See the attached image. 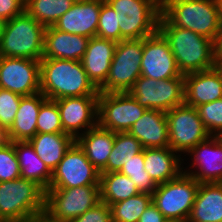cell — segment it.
<instances>
[{
  "instance_id": "obj_32",
  "label": "cell",
  "mask_w": 222,
  "mask_h": 222,
  "mask_svg": "<svg viewBox=\"0 0 222 222\" xmlns=\"http://www.w3.org/2000/svg\"><path fill=\"white\" fill-rule=\"evenodd\" d=\"M152 202V195L138 193L126 200L110 205L112 222H138L141 214Z\"/></svg>"
},
{
  "instance_id": "obj_5",
  "label": "cell",
  "mask_w": 222,
  "mask_h": 222,
  "mask_svg": "<svg viewBox=\"0 0 222 222\" xmlns=\"http://www.w3.org/2000/svg\"><path fill=\"white\" fill-rule=\"evenodd\" d=\"M45 190L24 178L0 182V219L20 222L44 214Z\"/></svg>"
},
{
  "instance_id": "obj_16",
  "label": "cell",
  "mask_w": 222,
  "mask_h": 222,
  "mask_svg": "<svg viewBox=\"0 0 222 222\" xmlns=\"http://www.w3.org/2000/svg\"><path fill=\"white\" fill-rule=\"evenodd\" d=\"M98 97H65L54 100L60 111L64 133L76 140L98 125Z\"/></svg>"
},
{
  "instance_id": "obj_34",
  "label": "cell",
  "mask_w": 222,
  "mask_h": 222,
  "mask_svg": "<svg viewBox=\"0 0 222 222\" xmlns=\"http://www.w3.org/2000/svg\"><path fill=\"white\" fill-rule=\"evenodd\" d=\"M96 37L112 40L116 43L121 41V30L116 13L105 0L101 3Z\"/></svg>"
},
{
  "instance_id": "obj_7",
  "label": "cell",
  "mask_w": 222,
  "mask_h": 222,
  "mask_svg": "<svg viewBox=\"0 0 222 222\" xmlns=\"http://www.w3.org/2000/svg\"><path fill=\"white\" fill-rule=\"evenodd\" d=\"M100 202V186L49 188L45 191L44 214L53 222H69Z\"/></svg>"
},
{
  "instance_id": "obj_3",
  "label": "cell",
  "mask_w": 222,
  "mask_h": 222,
  "mask_svg": "<svg viewBox=\"0 0 222 222\" xmlns=\"http://www.w3.org/2000/svg\"><path fill=\"white\" fill-rule=\"evenodd\" d=\"M161 15L173 26L192 30L215 43L222 30L217 0H161Z\"/></svg>"
},
{
  "instance_id": "obj_1",
  "label": "cell",
  "mask_w": 222,
  "mask_h": 222,
  "mask_svg": "<svg viewBox=\"0 0 222 222\" xmlns=\"http://www.w3.org/2000/svg\"><path fill=\"white\" fill-rule=\"evenodd\" d=\"M169 42L179 71L185 75L216 66V43L182 27L170 24L162 15L159 29Z\"/></svg>"
},
{
  "instance_id": "obj_10",
  "label": "cell",
  "mask_w": 222,
  "mask_h": 222,
  "mask_svg": "<svg viewBox=\"0 0 222 222\" xmlns=\"http://www.w3.org/2000/svg\"><path fill=\"white\" fill-rule=\"evenodd\" d=\"M128 93L147 109L167 112L184 104V77L154 80L140 76Z\"/></svg>"
},
{
  "instance_id": "obj_37",
  "label": "cell",
  "mask_w": 222,
  "mask_h": 222,
  "mask_svg": "<svg viewBox=\"0 0 222 222\" xmlns=\"http://www.w3.org/2000/svg\"><path fill=\"white\" fill-rule=\"evenodd\" d=\"M23 96L0 88V126L10 128Z\"/></svg>"
},
{
  "instance_id": "obj_11",
  "label": "cell",
  "mask_w": 222,
  "mask_h": 222,
  "mask_svg": "<svg viewBox=\"0 0 222 222\" xmlns=\"http://www.w3.org/2000/svg\"><path fill=\"white\" fill-rule=\"evenodd\" d=\"M166 117L169 147L183 158L193 147L210 136L195 107L184 103L167 111Z\"/></svg>"
},
{
  "instance_id": "obj_28",
  "label": "cell",
  "mask_w": 222,
  "mask_h": 222,
  "mask_svg": "<svg viewBox=\"0 0 222 222\" xmlns=\"http://www.w3.org/2000/svg\"><path fill=\"white\" fill-rule=\"evenodd\" d=\"M14 149L20 165L21 178L32 180L45 191L49 189L52 172L36 154L29 141H15Z\"/></svg>"
},
{
  "instance_id": "obj_27",
  "label": "cell",
  "mask_w": 222,
  "mask_h": 222,
  "mask_svg": "<svg viewBox=\"0 0 222 222\" xmlns=\"http://www.w3.org/2000/svg\"><path fill=\"white\" fill-rule=\"evenodd\" d=\"M29 142L39 158L53 172L75 139L67 133H37Z\"/></svg>"
},
{
  "instance_id": "obj_4",
  "label": "cell",
  "mask_w": 222,
  "mask_h": 222,
  "mask_svg": "<svg viewBox=\"0 0 222 222\" xmlns=\"http://www.w3.org/2000/svg\"><path fill=\"white\" fill-rule=\"evenodd\" d=\"M45 30V26L26 12L13 17L5 22L0 35V55L40 61L43 57Z\"/></svg>"
},
{
  "instance_id": "obj_40",
  "label": "cell",
  "mask_w": 222,
  "mask_h": 222,
  "mask_svg": "<svg viewBox=\"0 0 222 222\" xmlns=\"http://www.w3.org/2000/svg\"><path fill=\"white\" fill-rule=\"evenodd\" d=\"M25 12L24 0H0V17L5 21Z\"/></svg>"
},
{
  "instance_id": "obj_41",
  "label": "cell",
  "mask_w": 222,
  "mask_h": 222,
  "mask_svg": "<svg viewBox=\"0 0 222 222\" xmlns=\"http://www.w3.org/2000/svg\"><path fill=\"white\" fill-rule=\"evenodd\" d=\"M167 219L158 210V208L151 202L145 211L141 214L138 222H166Z\"/></svg>"
},
{
  "instance_id": "obj_2",
  "label": "cell",
  "mask_w": 222,
  "mask_h": 222,
  "mask_svg": "<svg viewBox=\"0 0 222 222\" xmlns=\"http://www.w3.org/2000/svg\"><path fill=\"white\" fill-rule=\"evenodd\" d=\"M40 92L50 100L65 97L99 96L81 61L42 58Z\"/></svg>"
},
{
  "instance_id": "obj_36",
  "label": "cell",
  "mask_w": 222,
  "mask_h": 222,
  "mask_svg": "<svg viewBox=\"0 0 222 222\" xmlns=\"http://www.w3.org/2000/svg\"><path fill=\"white\" fill-rule=\"evenodd\" d=\"M199 117L212 136L222 134V98L196 107Z\"/></svg>"
},
{
  "instance_id": "obj_31",
  "label": "cell",
  "mask_w": 222,
  "mask_h": 222,
  "mask_svg": "<svg viewBox=\"0 0 222 222\" xmlns=\"http://www.w3.org/2000/svg\"><path fill=\"white\" fill-rule=\"evenodd\" d=\"M77 0H27L25 12L45 27L53 26Z\"/></svg>"
},
{
  "instance_id": "obj_8",
  "label": "cell",
  "mask_w": 222,
  "mask_h": 222,
  "mask_svg": "<svg viewBox=\"0 0 222 222\" xmlns=\"http://www.w3.org/2000/svg\"><path fill=\"white\" fill-rule=\"evenodd\" d=\"M199 183L182 172L177 178L157 185L152 202L170 221L186 222L198 192Z\"/></svg>"
},
{
  "instance_id": "obj_42",
  "label": "cell",
  "mask_w": 222,
  "mask_h": 222,
  "mask_svg": "<svg viewBox=\"0 0 222 222\" xmlns=\"http://www.w3.org/2000/svg\"><path fill=\"white\" fill-rule=\"evenodd\" d=\"M13 144L9 128L0 126V150Z\"/></svg>"
},
{
  "instance_id": "obj_20",
  "label": "cell",
  "mask_w": 222,
  "mask_h": 222,
  "mask_svg": "<svg viewBox=\"0 0 222 222\" xmlns=\"http://www.w3.org/2000/svg\"><path fill=\"white\" fill-rule=\"evenodd\" d=\"M117 43L98 37L90 38L81 59L88 79L99 89L107 80Z\"/></svg>"
},
{
  "instance_id": "obj_48",
  "label": "cell",
  "mask_w": 222,
  "mask_h": 222,
  "mask_svg": "<svg viewBox=\"0 0 222 222\" xmlns=\"http://www.w3.org/2000/svg\"><path fill=\"white\" fill-rule=\"evenodd\" d=\"M218 138H219V140H220L221 143H222V134H219V135H218Z\"/></svg>"
},
{
  "instance_id": "obj_23",
  "label": "cell",
  "mask_w": 222,
  "mask_h": 222,
  "mask_svg": "<svg viewBox=\"0 0 222 222\" xmlns=\"http://www.w3.org/2000/svg\"><path fill=\"white\" fill-rule=\"evenodd\" d=\"M184 160L170 147L144 148V170L156 185L177 178L183 172Z\"/></svg>"
},
{
  "instance_id": "obj_21",
  "label": "cell",
  "mask_w": 222,
  "mask_h": 222,
  "mask_svg": "<svg viewBox=\"0 0 222 222\" xmlns=\"http://www.w3.org/2000/svg\"><path fill=\"white\" fill-rule=\"evenodd\" d=\"M89 40L86 36L63 32L54 26L46 27L42 58L81 61Z\"/></svg>"
},
{
  "instance_id": "obj_35",
  "label": "cell",
  "mask_w": 222,
  "mask_h": 222,
  "mask_svg": "<svg viewBox=\"0 0 222 222\" xmlns=\"http://www.w3.org/2000/svg\"><path fill=\"white\" fill-rule=\"evenodd\" d=\"M37 133H64L60 111L54 100L46 99L40 107Z\"/></svg>"
},
{
  "instance_id": "obj_49",
  "label": "cell",
  "mask_w": 222,
  "mask_h": 222,
  "mask_svg": "<svg viewBox=\"0 0 222 222\" xmlns=\"http://www.w3.org/2000/svg\"><path fill=\"white\" fill-rule=\"evenodd\" d=\"M0 222H9V221H6V220H3V219H0Z\"/></svg>"
},
{
  "instance_id": "obj_45",
  "label": "cell",
  "mask_w": 222,
  "mask_h": 222,
  "mask_svg": "<svg viewBox=\"0 0 222 222\" xmlns=\"http://www.w3.org/2000/svg\"><path fill=\"white\" fill-rule=\"evenodd\" d=\"M218 6H219V16H220V21L222 24V0H217Z\"/></svg>"
},
{
  "instance_id": "obj_12",
  "label": "cell",
  "mask_w": 222,
  "mask_h": 222,
  "mask_svg": "<svg viewBox=\"0 0 222 222\" xmlns=\"http://www.w3.org/2000/svg\"><path fill=\"white\" fill-rule=\"evenodd\" d=\"M146 110L128 92L99 93L98 125L114 133L128 132Z\"/></svg>"
},
{
  "instance_id": "obj_14",
  "label": "cell",
  "mask_w": 222,
  "mask_h": 222,
  "mask_svg": "<svg viewBox=\"0 0 222 222\" xmlns=\"http://www.w3.org/2000/svg\"><path fill=\"white\" fill-rule=\"evenodd\" d=\"M141 76L154 80L184 77L179 71L169 42L158 30L143 38Z\"/></svg>"
},
{
  "instance_id": "obj_25",
  "label": "cell",
  "mask_w": 222,
  "mask_h": 222,
  "mask_svg": "<svg viewBox=\"0 0 222 222\" xmlns=\"http://www.w3.org/2000/svg\"><path fill=\"white\" fill-rule=\"evenodd\" d=\"M46 99L41 92L21 98L14 122L9 128L13 142L29 141L37 134L38 113Z\"/></svg>"
},
{
  "instance_id": "obj_26",
  "label": "cell",
  "mask_w": 222,
  "mask_h": 222,
  "mask_svg": "<svg viewBox=\"0 0 222 222\" xmlns=\"http://www.w3.org/2000/svg\"><path fill=\"white\" fill-rule=\"evenodd\" d=\"M84 150L88 160L101 172L114 145V132L99 125L87 130L75 140Z\"/></svg>"
},
{
  "instance_id": "obj_9",
  "label": "cell",
  "mask_w": 222,
  "mask_h": 222,
  "mask_svg": "<svg viewBox=\"0 0 222 222\" xmlns=\"http://www.w3.org/2000/svg\"><path fill=\"white\" fill-rule=\"evenodd\" d=\"M143 39L122 40L117 43L109 75L98 89L99 93L128 92L141 76Z\"/></svg>"
},
{
  "instance_id": "obj_18",
  "label": "cell",
  "mask_w": 222,
  "mask_h": 222,
  "mask_svg": "<svg viewBox=\"0 0 222 222\" xmlns=\"http://www.w3.org/2000/svg\"><path fill=\"white\" fill-rule=\"evenodd\" d=\"M102 1L77 0L53 26L63 32L96 37Z\"/></svg>"
},
{
  "instance_id": "obj_13",
  "label": "cell",
  "mask_w": 222,
  "mask_h": 222,
  "mask_svg": "<svg viewBox=\"0 0 222 222\" xmlns=\"http://www.w3.org/2000/svg\"><path fill=\"white\" fill-rule=\"evenodd\" d=\"M100 172L88 160L84 150L75 141L52 172L49 188H74L99 185Z\"/></svg>"
},
{
  "instance_id": "obj_39",
  "label": "cell",
  "mask_w": 222,
  "mask_h": 222,
  "mask_svg": "<svg viewBox=\"0 0 222 222\" xmlns=\"http://www.w3.org/2000/svg\"><path fill=\"white\" fill-rule=\"evenodd\" d=\"M69 222H112L110 206L105 202L100 201L84 214Z\"/></svg>"
},
{
  "instance_id": "obj_29",
  "label": "cell",
  "mask_w": 222,
  "mask_h": 222,
  "mask_svg": "<svg viewBox=\"0 0 222 222\" xmlns=\"http://www.w3.org/2000/svg\"><path fill=\"white\" fill-rule=\"evenodd\" d=\"M99 186L100 201L109 206L140 193L135 183L119 171L100 173Z\"/></svg>"
},
{
  "instance_id": "obj_33",
  "label": "cell",
  "mask_w": 222,
  "mask_h": 222,
  "mask_svg": "<svg viewBox=\"0 0 222 222\" xmlns=\"http://www.w3.org/2000/svg\"><path fill=\"white\" fill-rule=\"evenodd\" d=\"M119 172L127 175L135 183L140 193L152 195L157 187L149 173L144 170V149L124 163Z\"/></svg>"
},
{
  "instance_id": "obj_30",
  "label": "cell",
  "mask_w": 222,
  "mask_h": 222,
  "mask_svg": "<svg viewBox=\"0 0 222 222\" xmlns=\"http://www.w3.org/2000/svg\"><path fill=\"white\" fill-rule=\"evenodd\" d=\"M144 147L129 132L114 133V145L109 154L107 164L100 173L118 172L132 156L142 152Z\"/></svg>"
},
{
  "instance_id": "obj_44",
  "label": "cell",
  "mask_w": 222,
  "mask_h": 222,
  "mask_svg": "<svg viewBox=\"0 0 222 222\" xmlns=\"http://www.w3.org/2000/svg\"><path fill=\"white\" fill-rule=\"evenodd\" d=\"M20 222H53L45 214L29 218Z\"/></svg>"
},
{
  "instance_id": "obj_22",
  "label": "cell",
  "mask_w": 222,
  "mask_h": 222,
  "mask_svg": "<svg viewBox=\"0 0 222 222\" xmlns=\"http://www.w3.org/2000/svg\"><path fill=\"white\" fill-rule=\"evenodd\" d=\"M144 148L169 147V130L166 112L147 109L128 131Z\"/></svg>"
},
{
  "instance_id": "obj_19",
  "label": "cell",
  "mask_w": 222,
  "mask_h": 222,
  "mask_svg": "<svg viewBox=\"0 0 222 222\" xmlns=\"http://www.w3.org/2000/svg\"><path fill=\"white\" fill-rule=\"evenodd\" d=\"M184 88V103L196 108L222 98V75L216 66L185 74Z\"/></svg>"
},
{
  "instance_id": "obj_38",
  "label": "cell",
  "mask_w": 222,
  "mask_h": 222,
  "mask_svg": "<svg viewBox=\"0 0 222 222\" xmlns=\"http://www.w3.org/2000/svg\"><path fill=\"white\" fill-rule=\"evenodd\" d=\"M21 178L20 165L16 157L14 142L0 150V182Z\"/></svg>"
},
{
  "instance_id": "obj_47",
  "label": "cell",
  "mask_w": 222,
  "mask_h": 222,
  "mask_svg": "<svg viewBox=\"0 0 222 222\" xmlns=\"http://www.w3.org/2000/svg\"><path fill=\"white\" fill-rule=\"evenodd\" d=\"M216 67L219 69V71L222 75V63H216Z\"/></svg>"
},
{
  "instance_id": "obj_6",
  "label": "cell",
  "mask_w": 222,
  "mask_h": 222,
  "mask_svg": "<svg viewBox=\"0 0 222 222\" xmlns=\"http://www.w3.org/2000/svg\"><path fill=\"white\" fill-rule=\"evenodd\" d=\"M116 13L121 41L143 39L159 29L161 0H105Z\"/></svg>"
},
{
  "instance_id": "obj_15",
  "label": "cell",
  "mask_w": 222,
  "mask_h": 222,
  "mask_svg": "<svg viewBox=\"0 0 222 222\" xmlns=\"http://www.w3.org/2000/svg\"><path fill=\"white\" fill-rule=\"evenodd\" d=\"M0 88L20 96L39 93L40 61L1 56Z\"/></svg>"
},
{
  "instance_id": "obj_17",
  "label": "cell",
  "mask_w": 222,
  "mask_h": 222,
  "mask_svg": "<svg viewBox=\"0 0 222 222\" xmlns=\"http://www.w3.org/2000/svg\"><path fill=\"white\" fill-rule=\"evenodd\" d=\"M186 155L192 162L183 167V172L198 183L222 182V143L218 136L210 135L198 143Z\"/></svg>"
},
{
  "instance_id": "obj_43",
  "label": "cell",
  "mask_w": 222,
  "mask_h": 222,
  "mask_svg": "<svg viewBox=\"0 0 222 222\" xmlns=\"http://www.w3.org/2000/svg\"><path fill=\"white\" fill-rule=\"evenodd\" d=\"M216 62L222 63V30L216 43Z\"/></svg>"
},
{
  "instance_id": "obj_46",
  "label": "cell",
  "mask_w": 222,
  "mask_h": 222,
  "mask_svg": "<svg viewBox=\"0 0 222 222\" xmlns=\"http://www.w3.org/2000/svg\"><path fill=\"white\" fill-rule=\"evenodd\" d=\"M5 22L6 21L0 17V35L2 34V31L4 29Z\"/></svg>"
},
{
  "instance_id": "obj_24",
  "label": "cell",
  "mask_w": 222,
  "mask_h": 222,
  "mask_svg": "<svg viewBox=\"0 0 222 222\" xmlns=\"http://www.w3.org/2000/svg\"><path fill=\"white\" fill-rule=\"evenodd\" d=\"M186 222H222V182L199 183Z\"/></svg>"
}]
</instances>
